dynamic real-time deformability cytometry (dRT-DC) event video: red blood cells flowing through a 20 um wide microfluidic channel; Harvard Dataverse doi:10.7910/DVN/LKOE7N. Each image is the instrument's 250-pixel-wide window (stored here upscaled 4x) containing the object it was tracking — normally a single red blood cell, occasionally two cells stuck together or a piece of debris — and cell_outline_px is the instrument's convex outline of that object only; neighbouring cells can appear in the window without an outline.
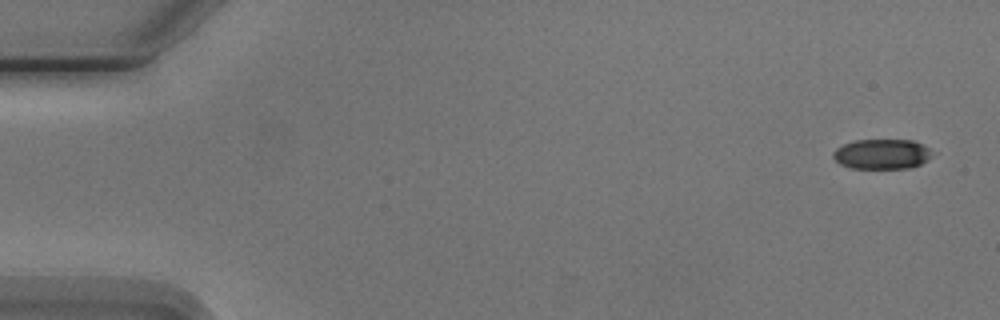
{"species": "Egyptian fruit bat (a non-hibernating species)", "species_latin": "Rousettus aegyptiacus", "temperature_condition": "cold", "stored_images_in_passage": 5, "camera_frame_rate_fps": 3000, "um_per_image_px": 0.085, "animal": {"sex": "male"}, "frame": {"image": 1, "passage_image": 1, "time_ms": 0.0, "image_size_px": [1000, 320], "cell_outline_px": [[936, 152], [928, 160], [912, 168], [852, 168], [840, 164], [832, 156], [832, 152], [836, 148], [844, 144], [856, 140], [912, 140]], "centroid_in_image_um": [74.99, 13.1], "position_along_channel_um": 10.0, "area_um2": 17.4}}
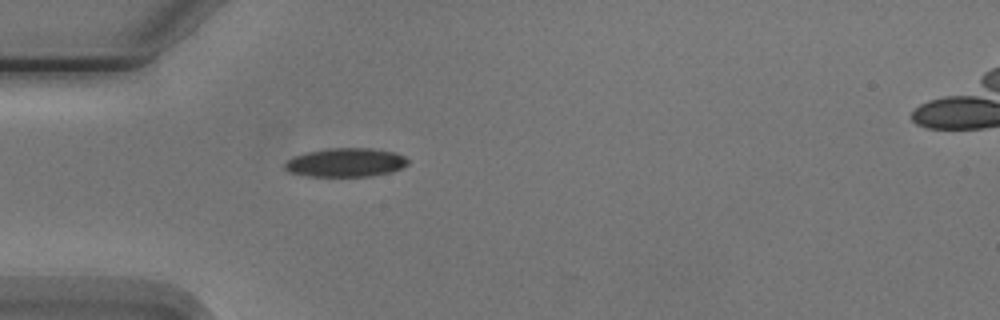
{"frame": {"image": 2, "passage_image": 5, "time_ms": 4.667, "image_size_px": [1000, 320], "cell_outline_px": [[408, 164], [392, 172], [372, 176], [308, 176], [288, 172], [284, 168], [284, 164], [288, 160], [296, 156], [308, 152], [332, 148], [368, 148], [396, 152], [404, 156], [408, 160]], "centroid_in_image_um": [29.41, 13.82], "position_along_channel_um": 55.6, "area_um2": 20.52}}